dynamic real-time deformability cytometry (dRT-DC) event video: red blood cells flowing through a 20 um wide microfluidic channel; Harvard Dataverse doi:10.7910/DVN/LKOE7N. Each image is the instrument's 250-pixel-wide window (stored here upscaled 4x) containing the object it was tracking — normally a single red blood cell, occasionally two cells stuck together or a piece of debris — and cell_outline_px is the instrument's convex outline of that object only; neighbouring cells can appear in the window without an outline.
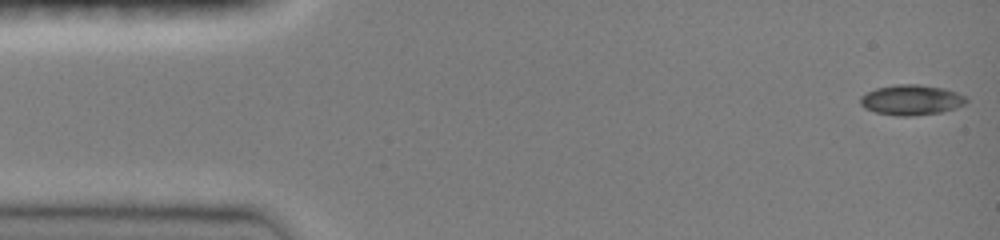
{"species": "common noctule bat (a hibernating species)", "species_latin": "Nyctalus noctula", "temperature_condition": "room temperature", "stored_images_in_passage": 15, "camera_frame_rate_fps": 3000, "um_per_image_px": 0.085, "animal": {"sex": "female", "body_mass_g": 19.0, "forearm_length_mm": 51.5}, "frame": {"image": 1, "passage_image": 1, "time_ms": 0.0, "image_size_px": [1000, 240], "cell_outline_px": [[968, 100], [964, 104], [956, 108], [940, 112], [912, 116], [896, 116], [876, 112], [864, 108], [860, 104], [860, 96], [876, 88], [896, 84], [920, 84], [944, 88], [956, 92], [964, 96]], "centroid_in_image_um": [77.45, 8.49], "position_along_channel_um": 7.6, "area_um2": 18.73}}
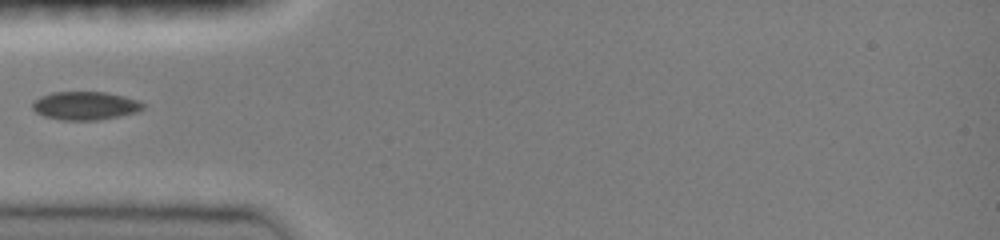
{"frame": {"image": 2, "passage_image": 11, "time_ms": 4.667, "image_size_px": [1000, 240], "cell_outline_px": [[144, 108], [136, 112], [120, 116], [96, 120], [64, 120], [44, 116], [36, 112], [32, 108], [32, 104], [40, 96], [52, 92], [104, 92], [124, 96], [140, 100], [144, 104]], "centroid_in_image_um": [7.26, 8.98], "position_along_channel_um": 77.7, "area_um2": 18.21}}
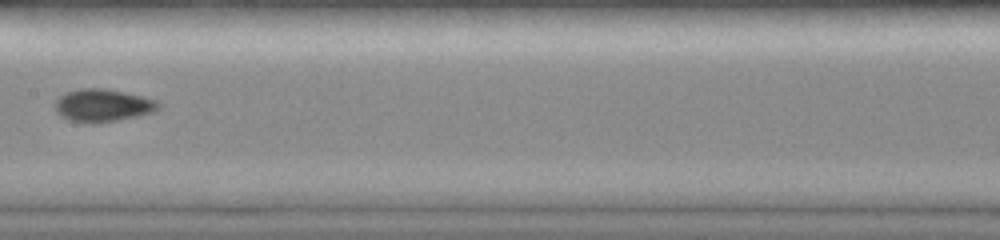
{"frame": {"image": 3, "passage_image": 15, "time_ms": 7.667, "image_size_px": [1000, 240], "cell_outline_px": [[160, 108], [152, 112], [140, 116], [96, 124], [88, 124], [68, 120], [60, 116], [56, 112], [56, 100], [64, 92], [80, 88], [104, 88], [124, 92], [156, 100], [160, 104]], "centroid_in_image_um": [8.71, 8.97], "position_along_channel_um": 198.7, "area_um2": 19.94}}